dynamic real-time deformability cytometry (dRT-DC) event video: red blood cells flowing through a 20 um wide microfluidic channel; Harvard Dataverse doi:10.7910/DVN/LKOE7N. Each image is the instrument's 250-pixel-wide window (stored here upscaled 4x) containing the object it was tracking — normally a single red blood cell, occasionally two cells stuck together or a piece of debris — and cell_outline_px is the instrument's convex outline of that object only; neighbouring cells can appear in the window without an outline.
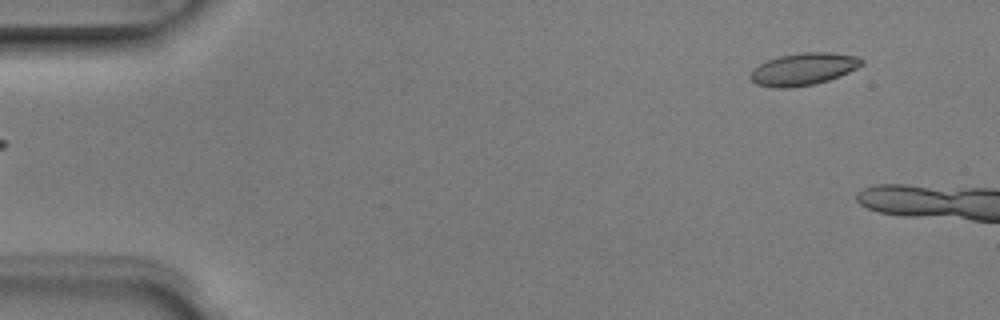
{"species": "Egyptian fruit bat (a non-hibernating species)", "species_latin": "Rousettus aegyptiacus", "temperature_condition": "room temperature", "stored_images_in_passage": 6, "segment_of_instrument_passage": [2, 2], "camera_frame_rate_fps": 3000, "um_per_image_px": 0.085, "animal": {"sex": "male"}, "frame": {"image": 1, "passage_image": 6, "time_ms": 1.667, "image_size_px": [1000, 320], "cell_outline_px": [[864, 64], [840, 76], [828, 80], [812, 84], [788, 88], [780, 88], [756, 84], [748, 76], [760, 64], [768, 60], [780, 56], [800, 52], [828, 52], [860, 56], [864, 60]], "centroid_in_image_um": [68.33, 5.86], "position_along_channel_um": 16.7, "area_um2": 20.75}}